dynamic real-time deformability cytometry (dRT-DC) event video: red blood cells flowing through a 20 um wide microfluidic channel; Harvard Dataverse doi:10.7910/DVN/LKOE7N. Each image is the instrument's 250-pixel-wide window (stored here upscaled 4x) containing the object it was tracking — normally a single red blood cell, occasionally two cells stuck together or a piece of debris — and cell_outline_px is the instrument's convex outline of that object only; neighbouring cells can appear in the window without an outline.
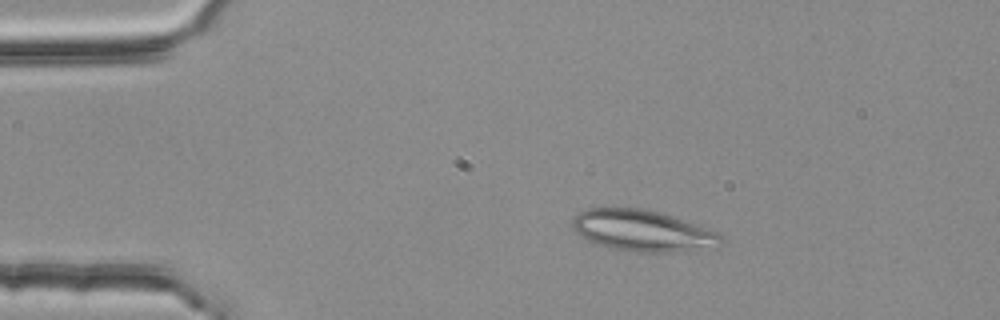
{"species": "common noctule bat (a hibernating species)", "species_latin": "Nyctalus noctula", "temperature_condition": "room temperature", "stored_images_in_passage": 51, "camera_frame_rate_fps": 3000, "um_per_image_px": 0.085, "animal": {"sex": "female", "body_mass_g": 25.1}, "frame": {"image": 1, "passage_image": 9, "time_ms": 2.667, "image_size_px": [1000, 320], "cell_outline_px": [[724, 240], [716, 248], [664, 252], [640, 252], [612, 248], [596, 244], [580, 236], [572, 228], [572, 220], [580, 212], [588, 208], [640, 208], [660, 212], [672, 216], [716, 232], [724, 236]], "centroid_in_image_um": [54.62, 19.61], "position_along_channel_um": 30.4, "area_um2": 35.49}}
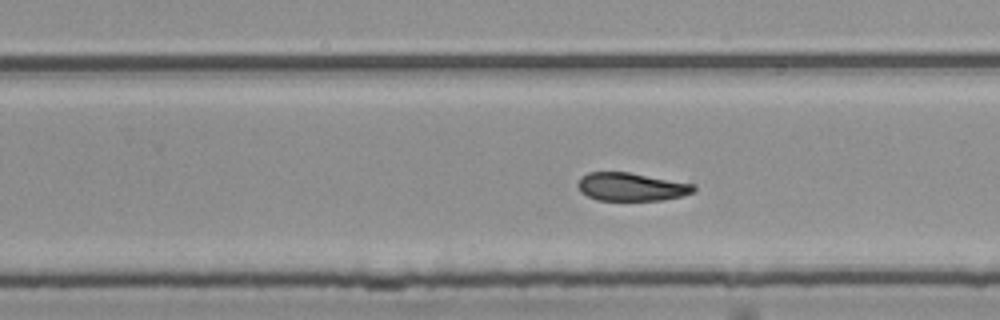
{"frame": {"image": 2, "passage_image": 33, "time_ms": 10.667, "image_size_px": [1000, 320], "cell_outline_px": [[696, 192], [684, 196], [664, 200], [596, 200], [580, 192], [576, 184], [580, 176], [588, 172], [628, 172], [692, 184], [696, 188]], "centroid_in_image_um": [53.63, 15.89], "position_along_channel_um": 276.2, "area_um2": 19.13}}
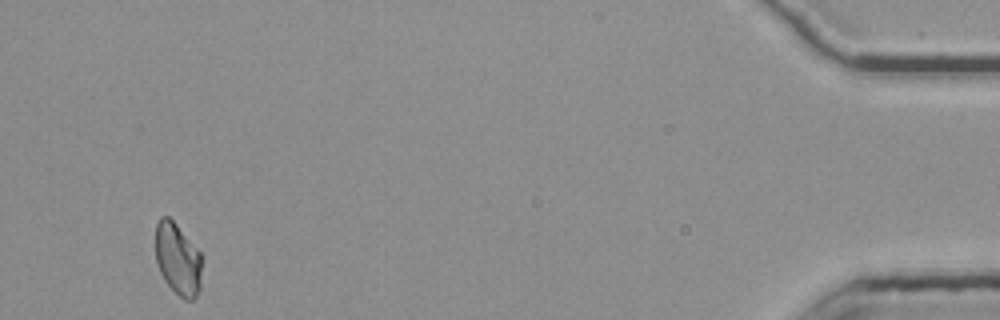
{"frame": {"image": 3, "passage_image": 51, "time_ms": 16.667, "image_size_px": [1000, 320], "cell_outline_px": [[200, 288], [196, 296], [192, 300], [184, 300], [164, 280], [160, 272], [156, 260], [156, 224], [160, 216], [168, 216], [176, 224], [200, 252]], "centroid_in_image_um": [15.09, 22.01], "position_along_channel_um": 420.1, "area_um2": 19.13}, "authors_computed_cell_mechanics": {"area_um2": 20.2878, "velocity_mm_per_s": 3.7458, "shape_relaxation_time_tau1_ms": 8.0377, "shape_relaxation_time_tau2_ms": 3.5917, "deformation_change_tau1": 0.1758, "deformation_change_tau2": 0.1041}}